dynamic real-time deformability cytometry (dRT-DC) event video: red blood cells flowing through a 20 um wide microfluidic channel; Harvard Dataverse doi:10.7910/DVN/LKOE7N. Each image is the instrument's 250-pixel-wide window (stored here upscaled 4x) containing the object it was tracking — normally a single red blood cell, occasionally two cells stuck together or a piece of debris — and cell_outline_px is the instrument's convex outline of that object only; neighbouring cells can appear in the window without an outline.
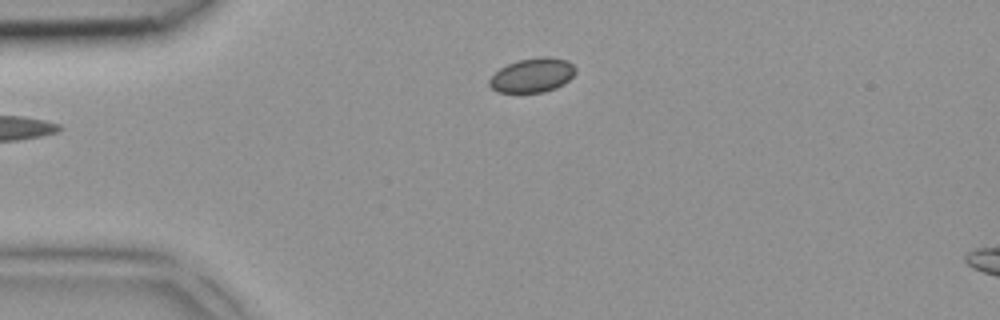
{"species": "common noctule bat (a hibernating species)", "species_latin": "Nyctalus noctula", "temperature_condition": "room temperature", "stored_images_in_passage": 3, "camera_frame_rate_fps": 3000, "um_per_image_px": 0.085, "animal": {"sex": "female", "body_mass_g": 18.4}, "frame": {"image": 1, "passage_image": 3, "time_ms": 0.667, "image_size_px": [1000, 320], "cell_outline_px": [[576, 72], [564, 84], [556, 88], [544, 92], [496, 92], [488, 84], [488, 80], [500, 68], [508, 64], [520, 60], [540, 56], [548, 56], [568, 60], [576, 68]], "centroid_in_image_um": [45.27, 6.39], "position_along_channel_um": 39.7, "area_um2": 17.22}}